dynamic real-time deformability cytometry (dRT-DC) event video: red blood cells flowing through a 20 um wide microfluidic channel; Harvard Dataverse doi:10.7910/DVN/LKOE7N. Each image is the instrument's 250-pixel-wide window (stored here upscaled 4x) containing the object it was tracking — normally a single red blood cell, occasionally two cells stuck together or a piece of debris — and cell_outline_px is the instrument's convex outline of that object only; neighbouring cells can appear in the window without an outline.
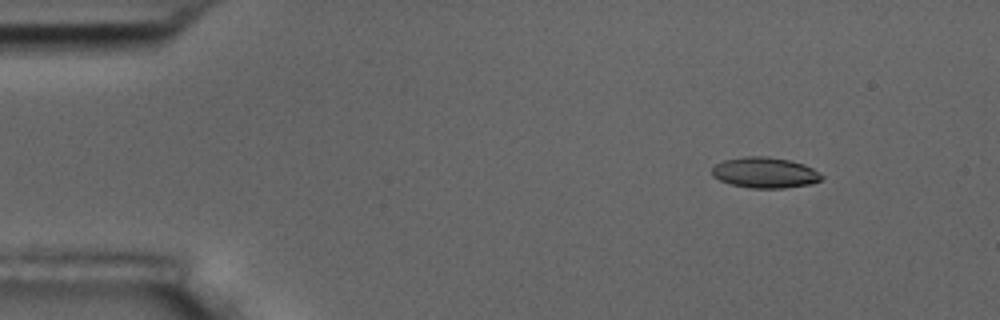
{"species": "common noctule bat (a hibernating species)", "species_latin": "Nyctalus noctula", "temperature_condition": "room temperature", "stored_images_in_passage": 5, "camera_frame_rate_fps": 3000, "um_per_image_px": 0.085, "animal": {"sex": "male", "body_mass_g": 17.5, "forearm_length_mm": 52.3}, "frame": {"image": 1, "passage_image": 2, "time_ms": 1.333, "image_size_px": [1000, 320], "cell_outline_px": [[824, 176], [820, 180], [812, 184], [784, 188], [752, 188], [732, 184], [720, 180], [712, 176], [712, 168], [716, 164], [724, 160], [744, 156], [768, 156], [788, 160], [804, 164], [820, 172]], "centroid_in_image_um": [65.04, 14.67], "position_along_channel_um": 20.0, "area_um2": 19.65}}
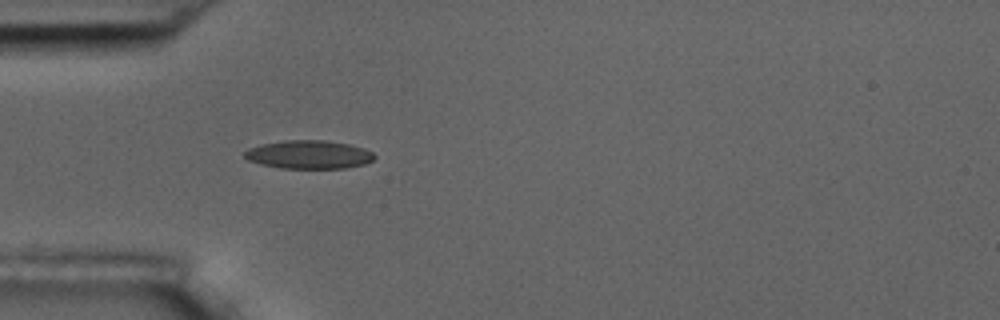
{"frame": {"image": 2, "passage_image": 5, "time_ms": 4.667, "image_size_px": [1000, 320], "cell_outline_px": [[376, 156], [372, 160], [364, 164], [344, 168], [280, 168], [260, 164], [248, 160], [244, 156], [244, 152], [248, 148], [260, 144], [284, 140], [324, 140], [348, 144], [364, 148], [372, 152]], "centroid_in_image_um": [26.22, 13.13], "position_along_channel_um": 58.8, "area_um2": 21.5}}